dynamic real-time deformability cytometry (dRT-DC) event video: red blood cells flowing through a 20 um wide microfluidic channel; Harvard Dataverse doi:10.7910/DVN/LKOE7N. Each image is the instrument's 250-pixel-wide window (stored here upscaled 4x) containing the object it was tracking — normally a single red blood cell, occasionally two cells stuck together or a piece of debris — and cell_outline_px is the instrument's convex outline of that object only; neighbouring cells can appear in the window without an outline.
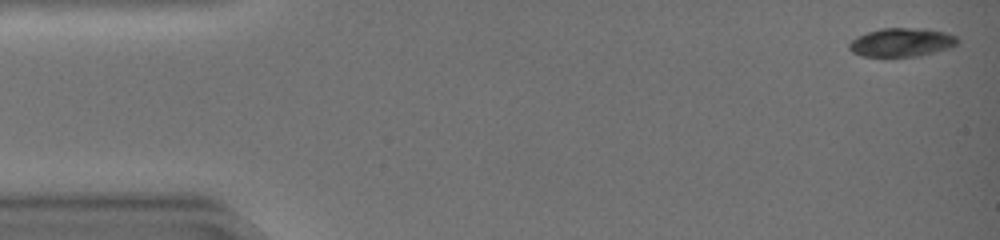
{"species": "common noctule bat (a hibernating species)", "species_latin": "Nyctalus noctula", "temperature_condition": "warm", "stored_images_in_passage": 45, "camera_frame_rate_fps": 3000, "um_per_image_px": 0.085, "animal": {"sex": "female", "body_mass_g": 19.0, "forearm_length_mm": 51.5}, "frame": {"image": 1, "passage_image": 1, "time_ms": 0.0, "image_size_px": [1000, 240], "cell_outline_px": [[960, 40], [952, 48], [920, 56], [860, 56], [852, 52], [848, 48], [848, 44], [856, 36], [880, 28], [924, 28], [944, 32], [956, 36]], "centroid_in_image_um": [76.65, 3.6], "position_along_channel_um": 8.4, "area_um2": 18.26}}
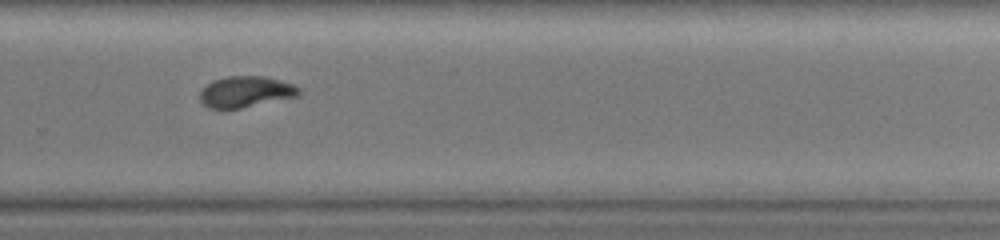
{"frame": {"image": 2, "passage_image": 31, "time_ms": 10.0, "image_size_px": [1000, 240], "cell_outline_px": [[300, 96], [224, 112], [208, 108], [200, 100], [200, 92], [212, 80], [228, 76], [260, 76], [292, 84], [300, 88]], "centroid_in_image_um": [20.85, 7.85], "position_along_channel_um": 309.0, "area_um2": 18.32}}
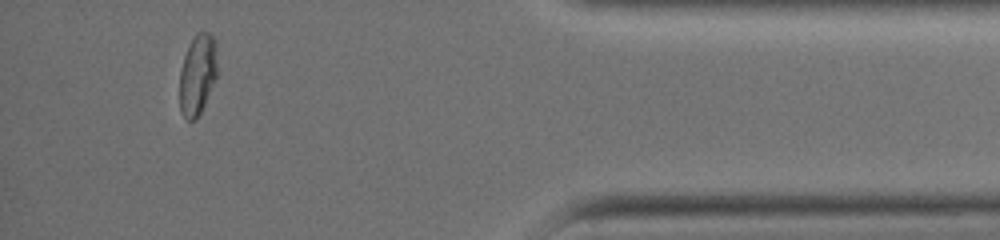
{"frame": {"image": 3, "passage_image": 41, "time_ms": 13.333, "image_size_px": [1000, 240], "cell_outline_px": [[216, 80], [196, 120], [188, 120], [180, 112], [180, 72], [184, 56], [196, 32], [208, 32], [216, 40]], "centroid_in_image_um": [16.79, 6.34], "position_along_channel_um": 418.4, "area_um2": 17.57}, "authors_computed_cell_mechanics": {"area_um2": 18.8428, "velocity_mm_per_s": 4.3107, "shape_relaxation_time_tau1_ms": 5.016, "shape_relaxation_time_tau2_ms": 1.3407, "deformation_change_tau1": 0.1967, "deformation_change_tau2": 0.0484}}